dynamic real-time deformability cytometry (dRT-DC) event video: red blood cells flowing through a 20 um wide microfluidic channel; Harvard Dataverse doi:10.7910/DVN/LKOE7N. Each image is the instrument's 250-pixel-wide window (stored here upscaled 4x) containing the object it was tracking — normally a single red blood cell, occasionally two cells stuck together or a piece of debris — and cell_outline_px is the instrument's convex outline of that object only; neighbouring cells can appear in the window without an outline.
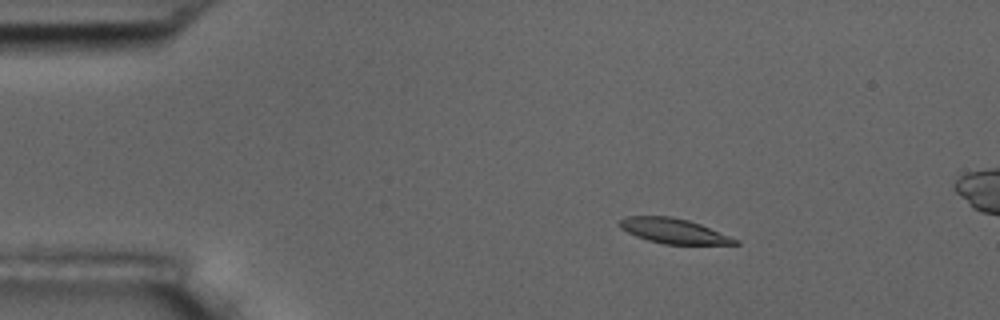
{"species": "common noctule bat (a hibernating species)", "species_latin": "Nyctalus noctula", "temperature_condition": "room temperature", "stored_images_in_passage": 6, "camera_frame_rate_fps": 3000, "um_per_image_px": 0.085, "animal": {"sex": "male", "body_mass_g": 17.5, "forearm_length_mm": 52.3}, "frame": {"image": 1, "passage_image": 3, "time_ms": 2.333, "image_size_px": [1000, 320], "cell_outline_px": [[740, 244], [664, 244], [648, 240], [636, 236], [620, 228], [616, 224], [620, 220], [628, 216], [672, 216], [688, 220], [700, 224], [740, 240]], "centroid_in_image_um": [57.25, 19.62], "position_along_channel_um": 27.8, "area_um2": 16.76}}